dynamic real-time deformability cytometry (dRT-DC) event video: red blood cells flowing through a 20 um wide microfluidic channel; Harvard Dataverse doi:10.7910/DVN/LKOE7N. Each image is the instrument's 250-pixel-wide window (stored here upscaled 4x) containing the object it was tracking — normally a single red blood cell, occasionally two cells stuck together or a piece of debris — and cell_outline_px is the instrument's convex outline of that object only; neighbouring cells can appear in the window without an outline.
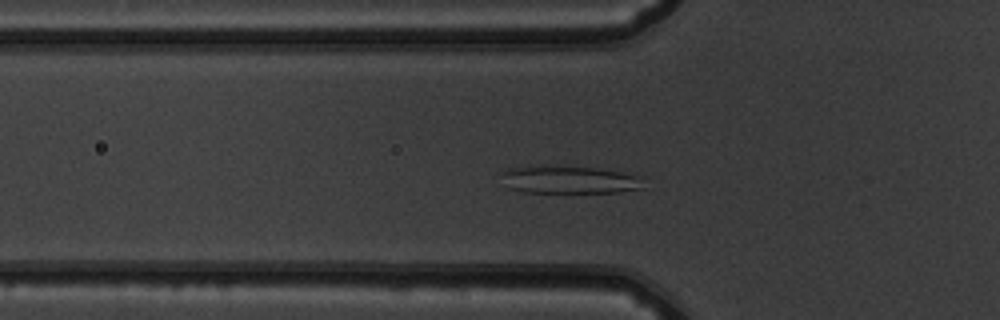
{"species": "common noctule bat (a hibernating species)", "species_latin": "Nyctalus noctula", "temperature_condition": "warm", "stored_images_in_passage": 40, "camera_frame_rate_fps": 3000, "um_per_image_px": 0.085, "animal": {"sex": "male", "body_mass_g": 19.5, "forearm_length_mm": 54.6}, "frame": {"image": 1, "passage_image": 5, "time_ms": 1.333, "image_size_px": [1000, 320], "cell_outline_px": [[644, 188], [620, 192], [524, 192], [508, 188], [504, 172], [508, 168], [596, 168], [620, 172], [636, 176]], "centroid_in_image_um": [48.45, 15.32], "position_along_channel_um": 77.3, "area_um2": 21.44}}
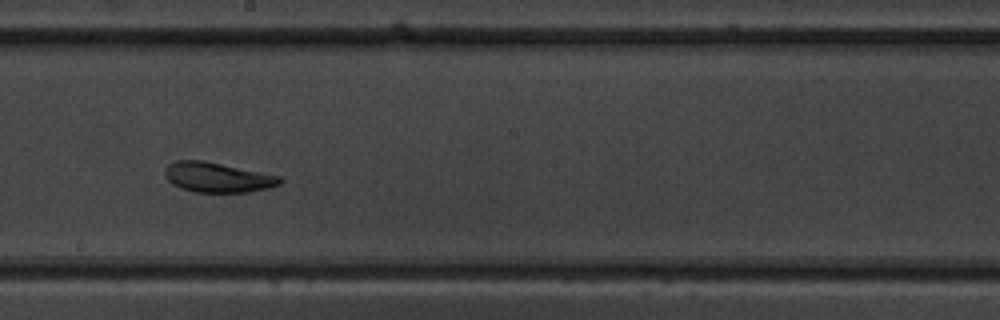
{"frame": {"image": 2, "passage_image": 17, "time_ms": 5.333, "image_size_px": [1000, 320], "cell_outline_px": [[284, 180], [280, 184], [268, 188], [248, 192], [196, 192], [180, 188], [172, 184], [164, 176], [164, 168], [168, 164], [176, 160], [204, 160], [280, 176]], "centroid_in_image_um": [18.46, 15.07], "position_along_channel_um": 229.7, "area_um2": 20.17}}
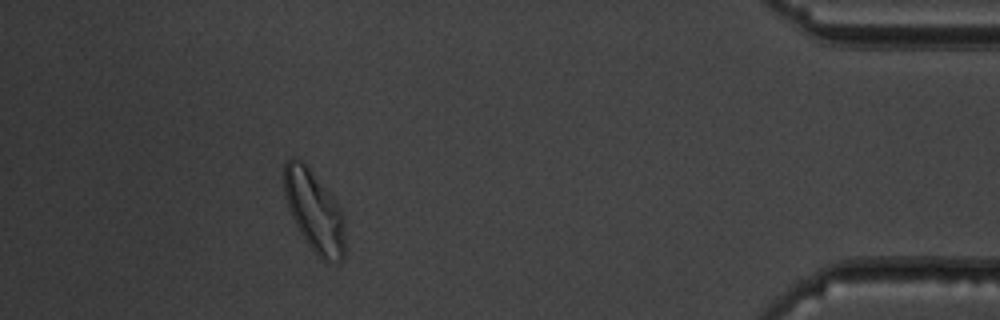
{"frame": {"image": 3, "passage_image": 35, "time_ms": 11.333, "image_size_px": [1000, 320], "cell_outline_px": [[344, 260], [324, 260], [304, 240], [288, 208], [284, 196], [284, 164], [292, 156], [296, 156], [308, 168], [336, 200], [344, 216]], "centroid_in_image_um": [26.7, 17.92], "position_along_channel_um": 408.5, "area_um2": 28.38}, "authors_computed_cell_mechanics": {"area_um2": 20.6346, "velocity_mm_per_s": 3.8088, "shape_relaxation_time_tau1_ms": 4.4796, "shape_relaxation_time_tau2_ms": 1.4295, "deformation_change_tau1": 0.154, "deformation_change_tau2": 0.0787}}